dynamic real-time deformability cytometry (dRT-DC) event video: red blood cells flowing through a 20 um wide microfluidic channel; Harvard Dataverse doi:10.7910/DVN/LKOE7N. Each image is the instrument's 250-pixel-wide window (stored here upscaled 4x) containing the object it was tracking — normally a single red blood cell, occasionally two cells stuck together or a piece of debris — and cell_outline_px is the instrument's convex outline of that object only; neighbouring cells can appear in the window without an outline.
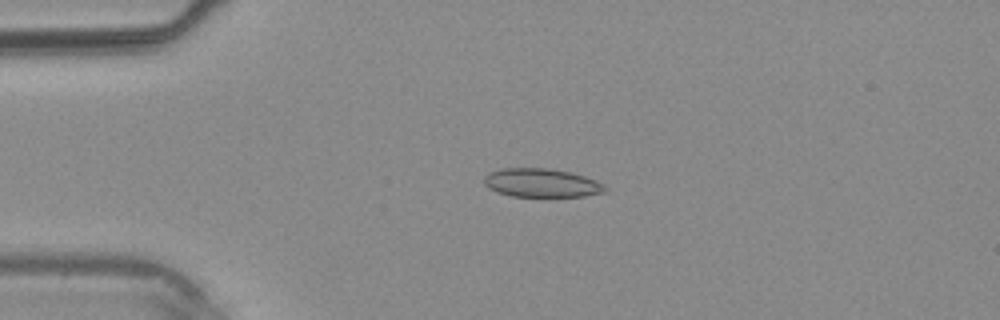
{"species": "common noctule bat (a hibernating species)", "species_latin": "Nyctalus noctula", "temperature_condition": "warm", "stored_images_in_passage": 31, "camera_frame_rate_fps": 3000, "um_per_image_px": 0.085, "animal": {"sex": "male", "body_mass_g": 20.4}, "frame": {"image": 1, "passage_image": 2, "time_ms": 0.333, "image_size_px": [1000, 320], "cell_outline_px": [[608, 188], [604, 192], [584, 196], [548, 200], [512, 196], [496, 192], [488, 188], [484, 184], [484, 176], [488, 172], [500, 168], [548, 168], [572, 172], [596, 180], [604, 184]], "centroid_in_image_um": [46.04, 15.59], "position_along_channel_um": 39.0, "area_um2": 21.39}}
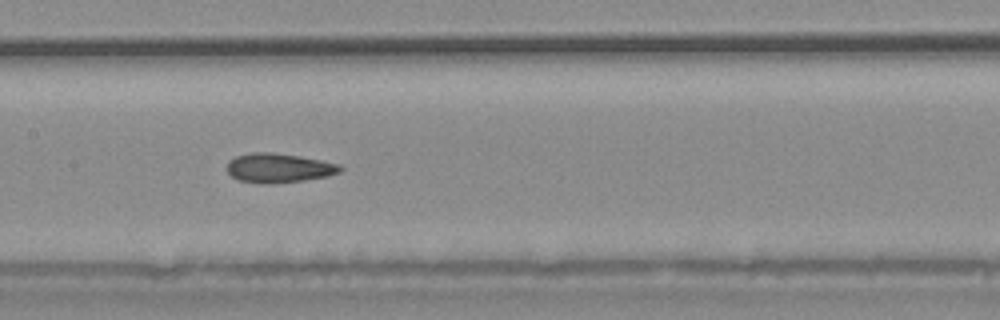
{"frame": {"image": 2, "passage_image": 12, "time_ms": 3.667, "image_size_px": [1000, 320], "cell_outline_px": [[344, 168], [340, 172], [328, 176], [304, 180], [272, 184], [264, 184], [236, 180], [228, 172], [228, 160], [236, 156], [252, 152], [272, 152], [300, 156], [340, 164]], "centroid_in_image_um": [23.7, 14.28], "position_along_channel_um": 183.7, "area_um2": 19.48}}
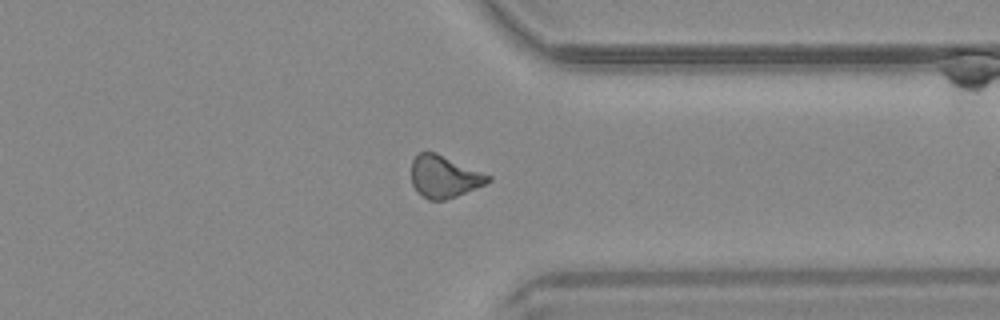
{"frame": {"image": 3, "passage_image": 23, "time_ms": 7.333, "image_size_px": [1000, 320], "cell_outline_px": [[492, 180], [476, 188], [456, 196], [444, 200], [428, 200], [416, 192], [412, 184], [412, 160], [420, 152], [436, 152], [492, 176]], "centroid_in_image_um": [37.75, 15.02], "position_along_channel_um": 373.7, "area_um2": 18.79}}